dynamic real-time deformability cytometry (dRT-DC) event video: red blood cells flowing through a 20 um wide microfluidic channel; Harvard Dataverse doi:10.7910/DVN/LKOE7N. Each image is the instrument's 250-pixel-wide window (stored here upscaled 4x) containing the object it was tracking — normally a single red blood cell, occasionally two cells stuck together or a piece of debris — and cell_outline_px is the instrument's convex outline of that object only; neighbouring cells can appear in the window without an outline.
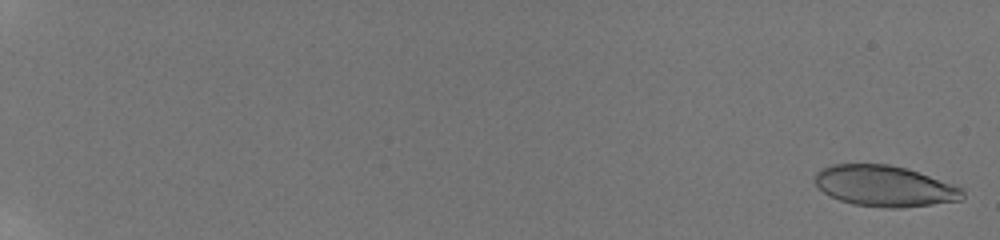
{"species": "human", "species_latin": "Homo sapiens", "temperature_condition": "room temperature", "stored_images_in_passage": 58, "camera_frame_rate_fps": 3000, "um_per_image_px": 0.085, "donor": {"sex": "male"}, "frame": {"image": 1, "passage_image": 2, "time_ms": 0.333, "image_size_px": [1000, 240], "cell_outline_px": [[964, 200], [900, 208], [888, 208], [852, 204], [828, 196], [816, 184], [816, 172], [820, 168], [832, 164], [888, 164], [908, 168], [964, 188]], "centroid_in_image_um": [75.21, 15.81], "position_along_channel_um": 9.8, "area_um2": 35.43}}
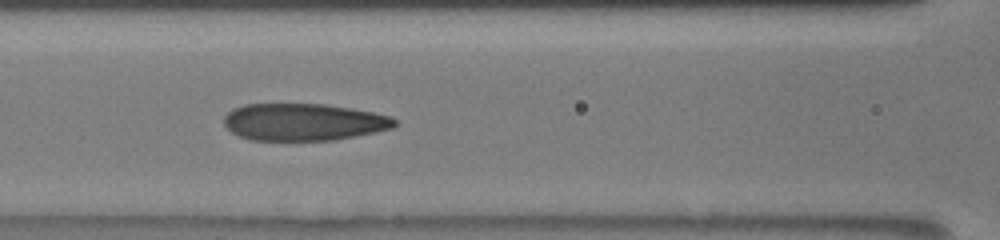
{"frame": {"image": 2, "passage_image": 31, "time_ms": 10.0, "image_size_px": [1000, 240], "cell_outline_px": [[396, 124], [392, 128], [376, 132], [336, 140], [248, 140], [232, 132], [224, 124], [224, 116], [232, 108], [244, 104], [324, 104], [352, 108], [392, 116], [396, 120]], "centroid_in_image_um": [25.81, 10.37], "position_along_channel_um": 140.8, "area_um2": 37.11}}
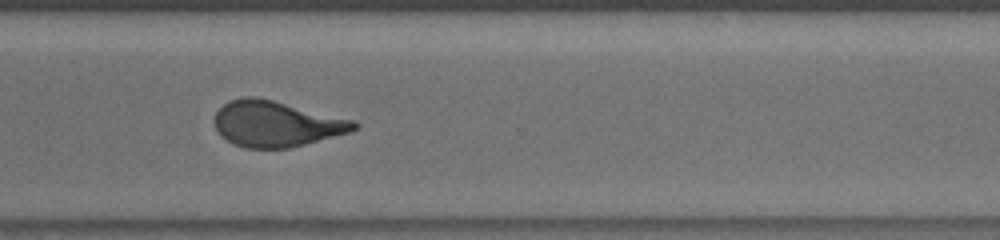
{"frame": {"image": 3, "passage_image": 47, "time_ms": 15.333, "image_size_px": [1000, 240], "cell_outline_px": [[360, 124], [352, 132], [288, 148], [244, 148], [232, 144], [220, 136], [216, 128], [216, 112], [228, 100], [244, 96], [256, 96], [356, 120]], "centroid_in_image_um": [23.49, 10.52], "position_along_channel_um": 347.1, "area_um2": 37.4}, "authors_computed_cell_mechanics": {"area_um2": 36.8764, "velocity_mm_per_s": 3.8726, "shape_relaxation_time_tau1_ms": 6.5219, "shape_relaxation_time_tau2_ms": 1.2251, "deformation_change_tau1": 0.2216, "deformation_change_tau2": 0.0986}}